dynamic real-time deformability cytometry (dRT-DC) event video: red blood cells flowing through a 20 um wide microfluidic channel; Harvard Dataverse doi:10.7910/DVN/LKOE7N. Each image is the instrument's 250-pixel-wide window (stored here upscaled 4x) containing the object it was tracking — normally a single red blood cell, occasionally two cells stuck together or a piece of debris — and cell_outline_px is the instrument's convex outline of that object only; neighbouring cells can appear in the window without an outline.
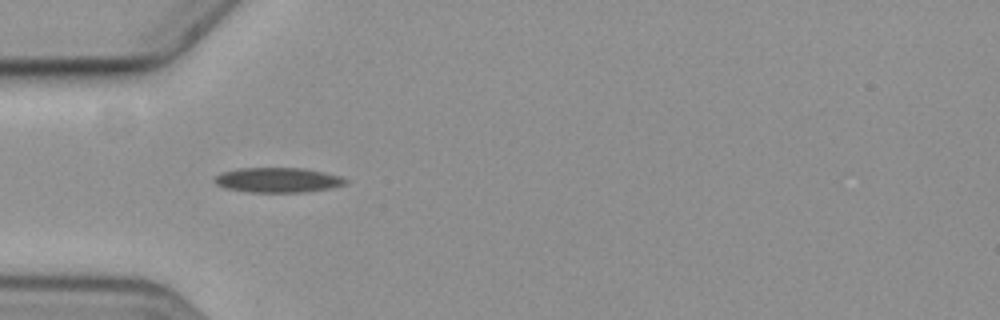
{"species": "common noctule bat (a hibernating species)", "species_latin": "Nyctalus noctula", "temperature_condition": "cold", "stored_images_in_passage": 14, "camera_frame_rate_fps": 3000, "um_per_image_px": 0.085, "animal": {"sex": "female", "body_mass_g": 19.3, "forearm_length_mm": 54.1}, "frame": {"image": 1, "passage_image": 4, "time_ms": 4.667, "image_size_px": [1000, 320], "cell_outline_px": [[348, 184], [332, 188], [304, 192], [248, 192], [224, 188], [216, 184], [212, 180], [220, 172], [240, 168], [304, 168], [324, 172], [340, 176], [348, 180]], "centroid_in_image_um": [23.61, 15.3], "position_along_channel_um": 61.4, "area_um2": 19.19}}
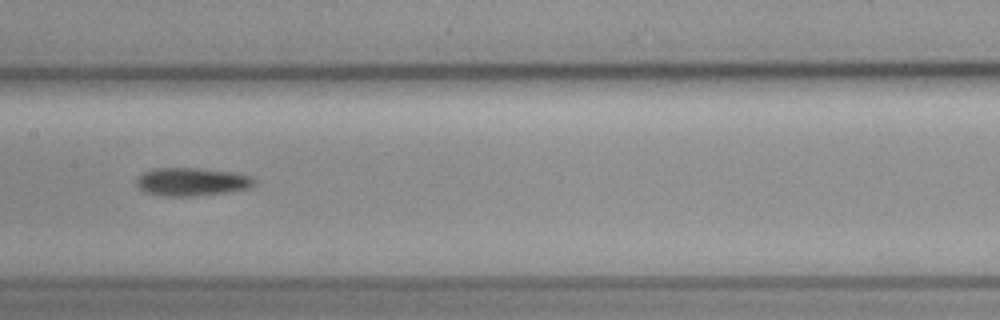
{"frame": {"image": 2, "passage_image": 7, "time_ms": 8.333, "image_size_px": [1000, 320], "cell_outline_px": [[256, 184], [248, 188], [228, 192], [196, 196], [160, 196], [144, 192], [136, 184], [136, 180], [144, 172], [156, 168], [196, 168], [232, 172], [252, 176], [256, 180]], "centroid_in_image_um": [16.32, 15.46], "position_along_channel_um": 191.1, "area_um2": 19.36}}
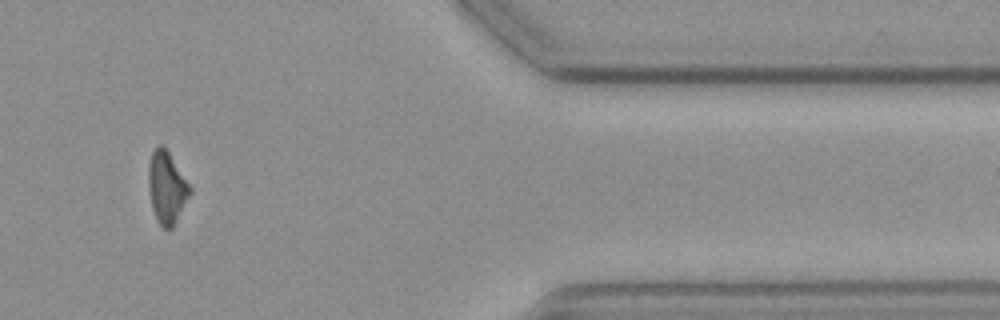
{"frame": {"image": 3, "passage_image": 12, "time_ms": 15.0, "image_size_px": [1000, 320], "cell_outline_px": [[192, 192], [172, 228], [164, 228], [160, 224], [152, 208], [148, 188], [148, 164], [152, 152], [156, 144], [160, 144], [168, 152], [192, 188]], "centroid_in_image_um": [14.16, 15.92], "position_along_channel_um": 397.2, "area_um2": 17.22}, "authors_computed_cell_mechanics": {"area_um2": 18.4093, "velocity_mm_per_s": 3.6188, "shape_relaxation_time_tau1_ms": 5.0547, "shape_relaxation_time_tau2_ms": 5.4123, "deformation_change_tau1": 0.1222, "deformation_change_tau2": 0.1294}}